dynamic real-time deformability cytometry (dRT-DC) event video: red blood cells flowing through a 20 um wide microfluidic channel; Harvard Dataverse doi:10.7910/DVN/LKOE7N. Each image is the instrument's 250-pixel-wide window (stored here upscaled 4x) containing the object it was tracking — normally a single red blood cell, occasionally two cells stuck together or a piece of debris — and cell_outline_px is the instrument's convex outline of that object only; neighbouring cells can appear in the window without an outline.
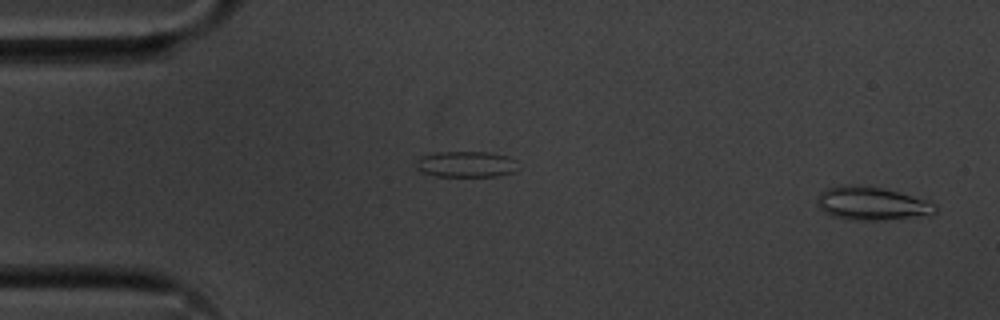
{"species": "common noctule bat (a hibernating species)", "species_latin": "Nyctalus noctula", "temperature_condition": "cold", "stored_images_in_passage": 54, "camera_frame_rate_fps": 3000, "um_per_image_px": 0.085, "animal": {"sex": "male", "body_mass_g": 20.1, "forearm_length_mm": 53.5}, "frame": {"image": 1, "passage_image": 1, "time_ms": 0.0, "image_size_px": [1000, 320], "cell_outline_px": [[936, 212], [884, 220], [852, 220], [832, 216], [824, 212], [816, 204], [816, 196], [820, 192], [828, 188], [840, 184], [856, 184], [880, 188], [896, 192], [924, 200], [936, 204]], "centroid_in_image_um": [73.96, 17.28], "position_along_channel_um": 11.0, "area_um2": 22.54}}
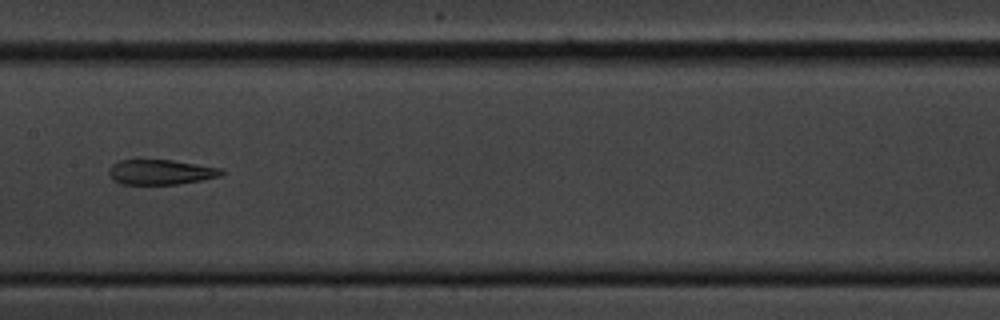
{"frame": {"image": 2, "passage_image": 26, "time_ms": 8.333, "image_size_px": [1000, 320], "cell_outline_px": [[224, 172], [220, 176], [200, 180], [176, 184], [120, 184], [112, 180], [108, 172], [108, 168], [112, 164], [120, 160], [172, 160], [224, 168]], "centroid_in_image_um": [13.64, 14.62], "position_along_channel_um": 193.8, "area_um2": 16.47}}
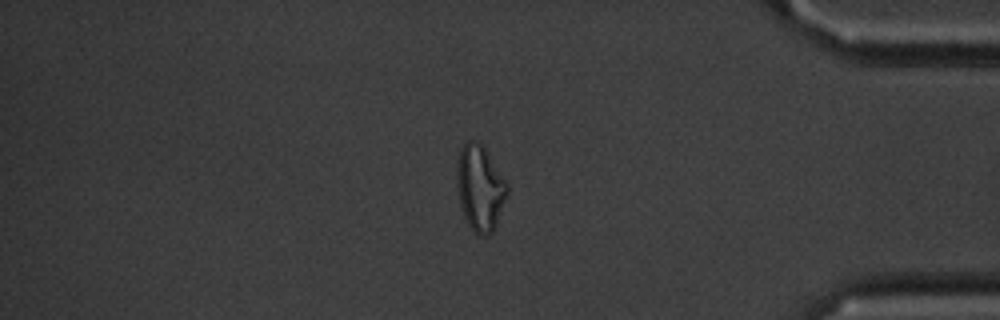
{"frame": {"image": 3, "passage_image": 45, "time_ms": 14.667, "image_size_px": [1000, 320], "cell_outline_px": [[508, 196], [496, 228], [488, 236], [480, 236], [468, 224], [464, 216], [460, 204], [456, 184], [456, 172], [460, 148], [468, 140], [476, 140], [484, 148], [508, 184]], "centroid_in_image_um": [40.81, 16.01], "position_along_channel_um": 394.4, "area_um2": 25.26}, "authors_computed_cell_mechanics": {"area_um2": 19.1029, "velocity_mm_per_s": 3.6252, "shape_relaxation_time_tau1_ms": null, "shape_relaxation_time_tau2_ms": 3.4059, "deformation_change_tau1": null, "deformation_change_tau2": 0.1315}}